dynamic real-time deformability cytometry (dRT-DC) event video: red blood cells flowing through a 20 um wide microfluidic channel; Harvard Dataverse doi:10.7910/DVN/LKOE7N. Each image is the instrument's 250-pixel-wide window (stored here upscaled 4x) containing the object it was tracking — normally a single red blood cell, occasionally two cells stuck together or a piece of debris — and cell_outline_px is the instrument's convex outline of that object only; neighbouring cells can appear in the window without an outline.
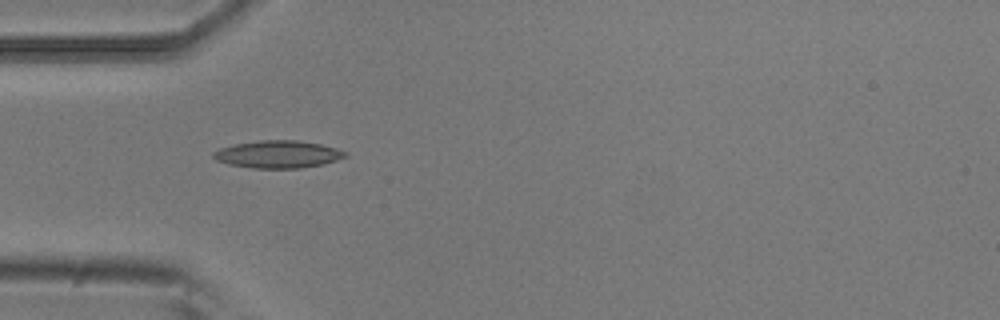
{"species": "common noctule bat (a hibernating species)", "species_latin": "Nyctalus noctula", "temperature_condition": "room temperature", "stored_images_in_passage": 6, "camera_frame_rate_fps": 3000, "um_per_image_px": 0.085, "animal": {"sex": "male", "body_mass_g": 20.5, "forearm_length_mm": 52.5}, "frame": {"image": 1, "passage_image": 6, "time_ms": 1.667, "image_size_px": [1000, 320], "cell_outline_px": [[348, 156], [336, 160], [320, 164], [300, 168], [252, 168], [228, 164], [216, 160], [212, 156], [212, 152], [220, 148], [236, 144], [260, 140], [296, 140], [320, 144], [336, 148], [348, 152]], "centroid_in_image_um": [23.62, 13.11], "position_along_channel_um": 61.4, "area_um2": 20.98}}